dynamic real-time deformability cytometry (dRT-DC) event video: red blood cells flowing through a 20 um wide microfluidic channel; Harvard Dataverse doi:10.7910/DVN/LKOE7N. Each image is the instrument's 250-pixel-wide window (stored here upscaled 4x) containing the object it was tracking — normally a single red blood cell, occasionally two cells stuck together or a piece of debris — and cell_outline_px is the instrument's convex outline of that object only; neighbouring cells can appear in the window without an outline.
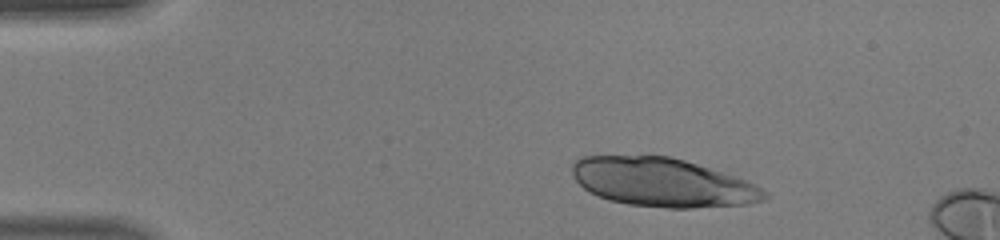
{"species": "human", "species_latin": "Homo sapiens", "temperature_condition": "warm", "stored_images_in_passage": 11, "camera_frame_rate_fps": 3000, "um_per_image_px": 0.085, "donor": {"sex": "male"}, "frame": {"image": 1, "passage_image": 4, "time_ms": 1.0, "image_size_px": [1000, 240], "cell_outline_px": [[772, 196], [764, 200], [748, 204], [692, 208], [668, 208], [628, 204], [608, 200], [588, 192], [572, 176], [572, 164], [580, 156], [668, 156], [684, 160], [744, 180], [768, 192]], "centroid_in_image_um": [56.28, 15.52], "position_along_channel_um": 28.7, "area_um2": 54.27}}